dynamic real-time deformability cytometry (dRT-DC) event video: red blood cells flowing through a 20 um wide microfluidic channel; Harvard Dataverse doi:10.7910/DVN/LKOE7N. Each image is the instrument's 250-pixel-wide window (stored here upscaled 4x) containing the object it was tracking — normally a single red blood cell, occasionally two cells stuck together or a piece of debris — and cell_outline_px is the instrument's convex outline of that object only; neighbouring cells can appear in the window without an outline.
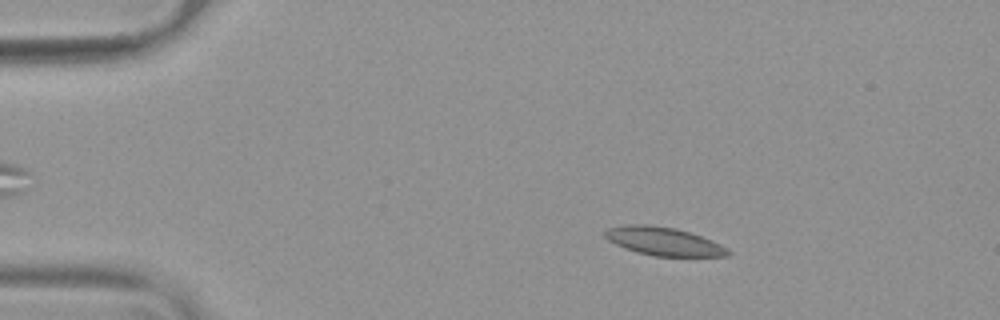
{"species": "common noctule bat (a hibernating species)", "species_latin": "Nyctalus noctula", "temperature_condition": "warm", "stored_images_in_passage": 46, "camera_frame_rate_fps": 3000, "um_per_image_px": 0.085, "animal": {"sex": "female", "body_mass_g": 19.9}, "frame": {"image": 1, "passage_image": 9, "time_ms": 2.667, "image_size_px": [1000, 320], "cell_outline_px": [[732, 252], [728, 256], [656, 256], [636, 252], [624, 248], [608, 240], [604, 236], [604, 232], [608, 228], [624, 224], [648, 224], [676, 228], [712, 240], [728, 248]], "centroid_in_image_um": [56.4, 20.51], "position_along_channel_um": 28.6, "area_um2": 20.35}}
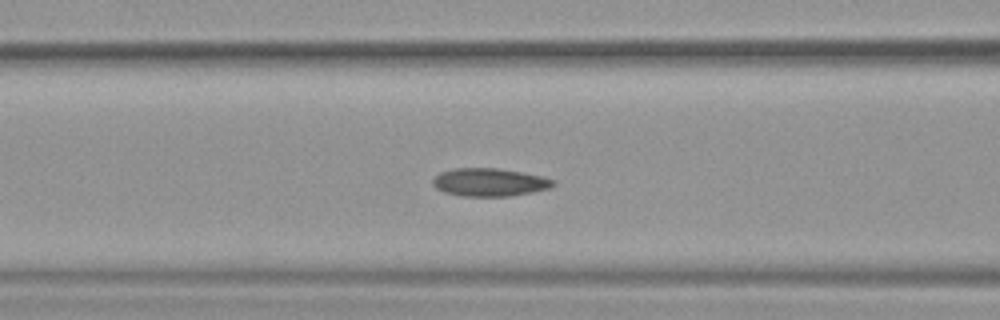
{"frame": {"image": 2, "passage_image": 22, "time_ms": 7.0, "image_size_px": [1000, 320], "cell_outline_px": [[556, 184], [548, 188], [532, 192], [512, 196], [460, 196], [444, 192], [436, 188], [432, 184], [432, 180], [440, 172], [456, 168], [496, 168], [524, 172], [556, 180]], "centroid_in_image_um": [41.61, 15.49], "position_along_channel_um": 125.0, "area_um2": 19.71}}
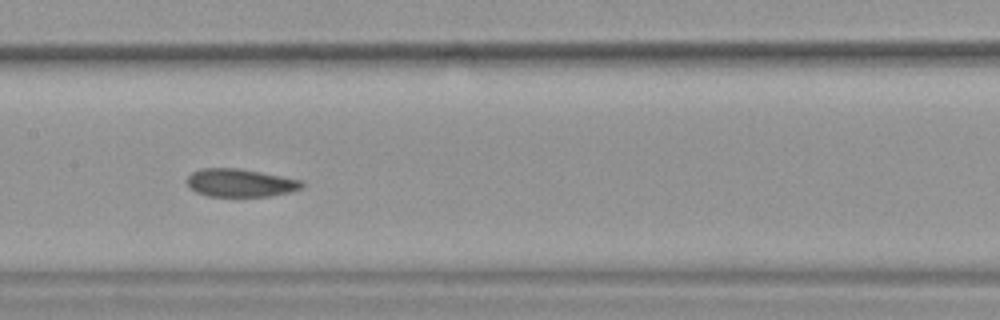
{"frame": {"image": 3, "passage_image": 27, "time_ms": 8.667, "image_size_px": [1000, 320], "cell_outline_px": [[304, 184], [300, 188], [292, 192], [268, 196], [208, 196], [196, 192], [184, 180], [192, 172], [200, 168], [240, 168], [304, 180]], "centroid_in_image_um": [20.43, 15.53], "position_along_channel_um": 187.0, "area_um2": 18.9}, "authors_computed_cell_mechanics": {"area_um2": 20.2011, "velocity_mm_per_s": 3.7291, "shape_relaxation_time_tau1_ms": null, "shape_relaxation_time_tau2_ms": 1.8778, "deformation_change_tau1": null, "deformation_change_tau2": 0.0701}}